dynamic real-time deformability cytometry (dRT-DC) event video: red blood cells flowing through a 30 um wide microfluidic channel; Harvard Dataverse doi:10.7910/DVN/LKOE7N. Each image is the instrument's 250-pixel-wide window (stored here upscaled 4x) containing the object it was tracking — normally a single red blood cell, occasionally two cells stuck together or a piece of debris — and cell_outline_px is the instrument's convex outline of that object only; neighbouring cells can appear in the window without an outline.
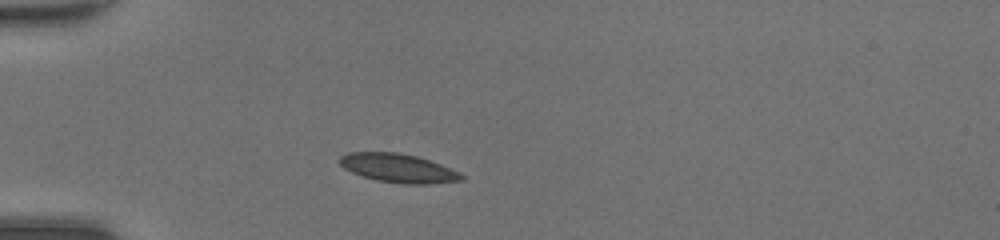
{"species": "common noctule bat (a hibernating species)", "species_latin": "Nyctalus noctula", "temperature_condition": "room temperature", "stored_images_in_passage": 34, "camera_frame_rate_fps": 3000, "um_per_image_px": 0.085, "animal": {"sex": "female", "body_mass_g": 20.0, "forearm_length_mm": 54.0}, "frame": {"image": 1, "passage_image": 1, "time_ms": 0.0, "image_size_px": [1000, 240], "cell_outline_px": [[464, 180], [428, 184], [404, 184], [376, 180], [352, 172], [344, 168], [340, 164], [340, 156], [348, 152], [396, 152], [416, 156], [440, 164], [460, 172], [464, 176]], "centroid_in_image_um": [33.86, 14.29], "position_along_channel_um": 51.1, "area_um2": 20.29}}
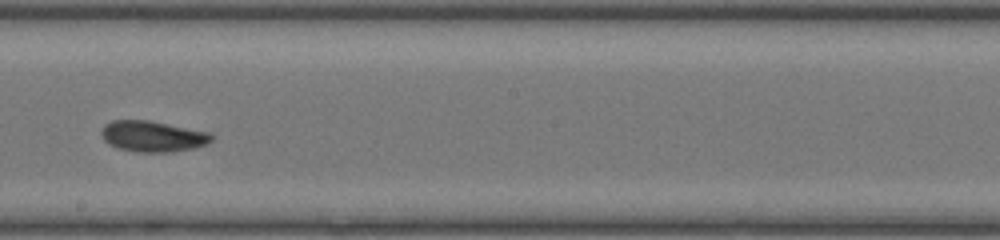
{"frame": {"image": 2, "passage_image": 15, "time_ms": 4.667, "image_size_px": [1000, 240], "cell_outline_px": [[212, 140], [196, 148], [172, 152], [136, 152], [116, 148], [108, 144], [104, 140], [100, 132], [104, 124], [112, 120], [148, 120], [212, 132]], "centroid_in_image_um": [12.96, 11.59], "position_along_channel_um": 235.2, "area_um2": 20.11}}
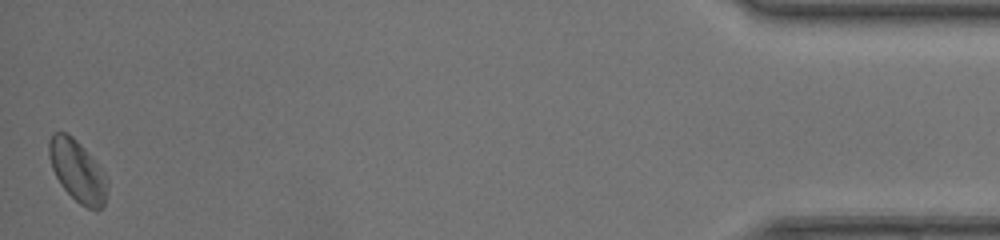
{"frame": {"image": 3, "passage_image": 34, "time_ms": 11.0, "image_size_px": [1000, 240], "cell_outline_px": [[108, 188], [104, 204], [100, 208], [88, 208], [80, 204], [60, 184], [52, 168], [48, 156], [48, 140], [52, 132], [68, 132], [84, 148], [100, 168], [108, 180]], "centroid_in_image_um": [6.56, 14.5], "position_along_channel_um": 428.6, "area_um2": 20.75}, "authors_computed_cell_mechanics": {"area_um2": 19.7676, "velocity_mm_per_s": 4.3913, "shape_relaxation_time_tau1_ms": 2.9464, "shape_relaxation_time_tau2_ms": 4.0012, "deformation_change_tau1": 0.0859, "deformation_change_tau2": 0.0713}}